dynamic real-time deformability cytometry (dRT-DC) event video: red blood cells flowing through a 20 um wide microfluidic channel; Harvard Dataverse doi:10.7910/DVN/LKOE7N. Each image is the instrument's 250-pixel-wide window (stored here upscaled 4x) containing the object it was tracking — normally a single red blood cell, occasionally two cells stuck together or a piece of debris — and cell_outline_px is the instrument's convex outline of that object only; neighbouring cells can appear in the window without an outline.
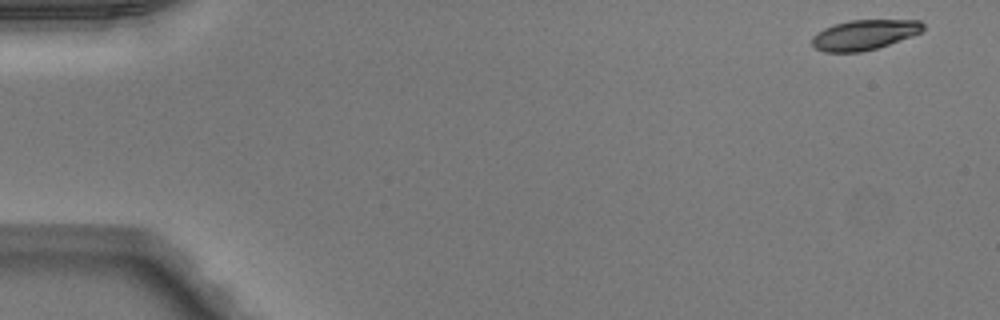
{"species": "Egyptian fruit bat (a non-hibernating species)", "species_latin": "Rousettus aegyptiacus", "temperature_condition": "warm", "stored_images_in_passage": 36, "camera_frame_rate_fps": 3000, "um_per_image_px": 0.085, "animal": {"sex": "male"}, "frame": {"image": 1, "passage_image": 1, "time_ms": 0.0, "image_size_px": [1000, 320], "cell_outline_px": [[924, 28], [920, 32], [912, 36], [876, 48], [860, 52], [824, 52], [816, 48], [812, 44], [812, 36], [824, 28], [848, 20], [920, 20], [924, 24]], "centroid_in_image_um": [73.46, 2.95], "position_along_channel_um": 11.5, "area_um2": 19.31}}
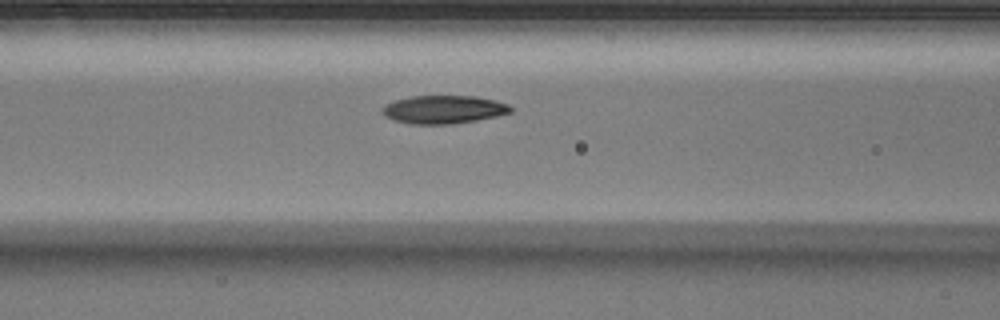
{"frame": {"image": 2, "passage_image": 20, "time_ms": 6.333, "image_size_px": [1000, 320], "cell_outline_px": [[512, 112], [496, 116], [476, 120], [452, 124], [408, 124], [384, 116], [380, 112], [380, 108], [384, 104], [396, 100], [412, 96], [476, 96], [496, 100], [508, 104], [512, 108]], "centroid_in_image_um": [37.68, 9.3], "position_along_channel_um": 128.9, "area_um2": 21.21}}
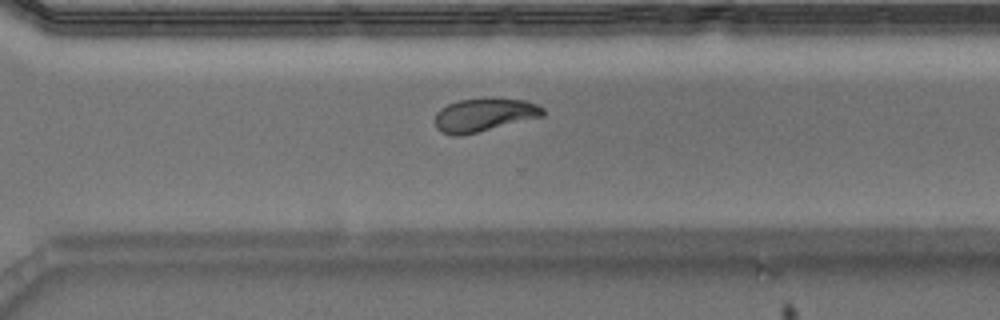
{"frame": {"image": 3, "passage_image": 35, "time_ms": 11.333, "image_size_px": [1000, 320], "cell_outline_px": [[544, 116], [460, 136], [452, 136], [440, 132], [436, 128], [436, 112], [440, 108], [448, 104], [460, 100], [484, 96], [492, 96], [524, 100], [536, 104], [544, 108]], "centroid_in_image_um": [41.14, 9.73], "position_along_channel_um": 329.5, "area_um2": 21.39}}